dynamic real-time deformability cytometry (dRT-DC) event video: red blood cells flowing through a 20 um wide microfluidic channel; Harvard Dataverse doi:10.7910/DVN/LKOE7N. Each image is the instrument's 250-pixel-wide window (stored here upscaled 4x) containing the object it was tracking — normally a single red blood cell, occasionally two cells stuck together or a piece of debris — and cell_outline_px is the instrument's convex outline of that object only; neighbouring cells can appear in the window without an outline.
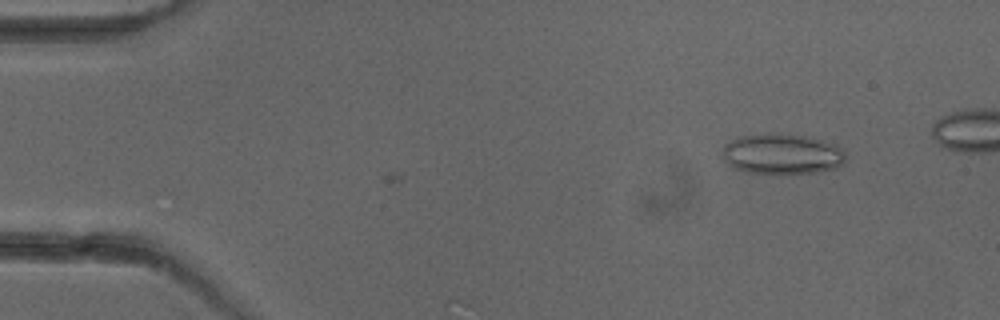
{"species": "common noctule bat (a hibernating species)", "species_latin": "Nyctalus noctula", "temperature_condition": "cold", "stored_images_in_passage": 4, "camera_frame_rate_fps": 3000, "um_per_image_px": 0.085, "animal": {"sex": "female"}, "frame": {"image": 1, "passage_image": 4, "time_ms": 3.333, "image_size_px": [1000, 320], "cell_outline_px": [[844, 160], [836, 168], [816, 172], [748, 172], [736, 168], [728, 164], [724, 160], [724, 144], [736, 136], [772, 132], [808, 136], [836, 144], [844, 148]], "centroid_in_image_um": [66.47, 13.04], "position_along_channel_um": 18.5, "area_um2": 28.96}}